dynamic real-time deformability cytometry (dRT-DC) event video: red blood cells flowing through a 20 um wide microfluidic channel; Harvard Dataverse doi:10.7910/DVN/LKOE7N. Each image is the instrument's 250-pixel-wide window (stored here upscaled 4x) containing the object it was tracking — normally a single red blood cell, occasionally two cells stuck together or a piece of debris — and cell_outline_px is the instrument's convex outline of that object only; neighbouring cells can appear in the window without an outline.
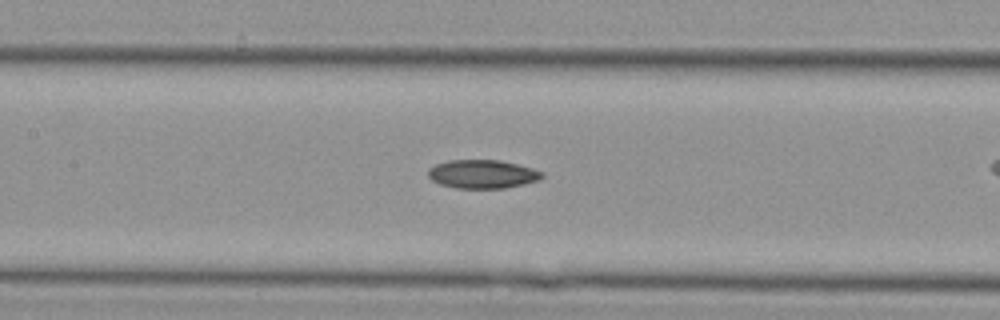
{"species": "Egyptian fruit bat (a non-hibernating species)", "species_latin": "Rousettus aegyptiacus", "temperature_condition": "cold", "stored_images_in_passage": 29, "camera_frame_rate_fps": 3000, "um_per_image_px": 0.085, "animal": {"sex": "female"}, "frame": {"image": 1, "passage_image": 17, "time_ms": 5.333, "image_size_px": [1000, 320], "cell_outline_px": [[544, 176], [540, 180], [504, 188], [456, 188], [440, 184], [432, 180], [428, 176], [428, 168], [436, 164], [448, 160], [500, 160], [532, 168], [544, 172]], "centroid_in_image_um": [41.0, 14.79], "position_along_channel_um": 166.4, "area_um2": 18.96}}